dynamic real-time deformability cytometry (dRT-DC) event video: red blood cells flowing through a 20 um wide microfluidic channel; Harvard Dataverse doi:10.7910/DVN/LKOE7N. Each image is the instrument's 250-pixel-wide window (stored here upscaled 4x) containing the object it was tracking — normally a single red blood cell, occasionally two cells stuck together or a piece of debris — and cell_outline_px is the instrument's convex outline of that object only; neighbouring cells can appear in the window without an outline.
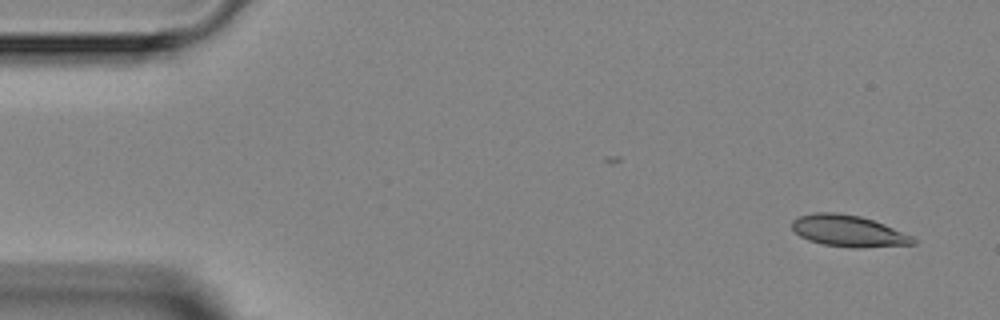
{"species": "Egyptian fruit bat (a non-hibernating species)", "species_latin": "Rousettus aegyptiacus", "temperature_condition": "room temperature", "stored_images_in_passage": 4, "camera_frame_rate_fps": 3000, "um_per_image_px": 0.085, "animal": {"sex": "female"}, "frame": {"image": 1, "passage_image": 1, "time_ms": 0.0, "image_size_px": [1000, 320], "cell_outline_px": [[916, 244], [860, 248], [852, 248], [824, 244], [808, 240], [800, 236], [792, 228], [792, 220], [800, 216], [812, 212], [836, 212], [860, 216], [884, 224], [912, 236], [916, 240]], "centroid_in_image_um": [72.11, 19.63], "position_along_channel_um": 12.9, "area_um2": 22.2}}
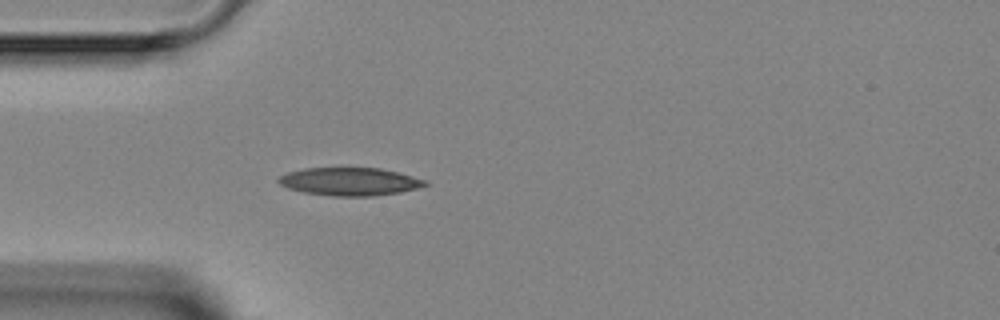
{"frame": {"image": 2, "passage_image": 4, "time_ms": 3.667, "image_size_px": [1000, 320], "cell_outline_px": [[428, 184], [416, 188], [400, 192], [372, 196], [332, 196], [304, 192], [288, 188], [280, 184], [276, 180], [280, 176], [288, 172], [304, 168], [340, 164], [348, 164], [380, 168], [400, 172], [428, 180]], "centroid_in_image_um": [29.72, 15.36], "position_along_channel_um": 55.3, "area_um2": 25.14}}